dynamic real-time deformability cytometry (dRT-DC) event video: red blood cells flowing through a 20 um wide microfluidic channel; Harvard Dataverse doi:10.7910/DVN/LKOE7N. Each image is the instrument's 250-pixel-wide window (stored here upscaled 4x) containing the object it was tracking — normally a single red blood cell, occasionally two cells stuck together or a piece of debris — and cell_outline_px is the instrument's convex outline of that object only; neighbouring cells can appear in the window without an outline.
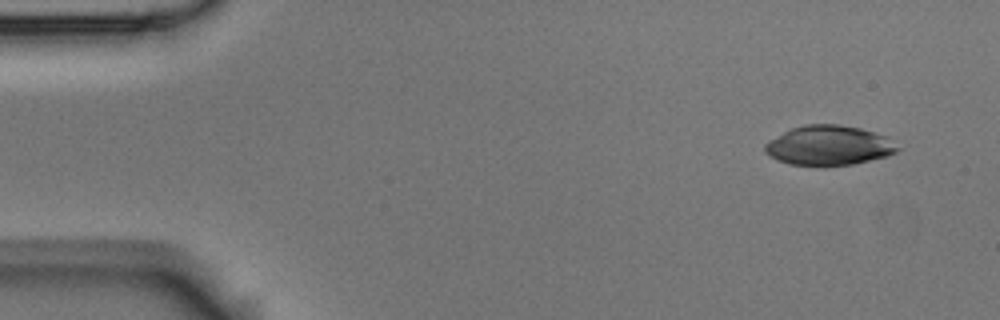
{"species": "Egyptian fruit bat (a non-hibernating species)", "species_latin": "Rousettus aegyptiacus", "temperature_condition": "room temperature", "stored_images_in_passage": 4, "segment_of_instrument_passage": [1, 2], "camera_frame_rate_fps": 3000, "um_per_image_px": 0.085, "animal": {"sex": "male"}, "frame": {"image": 1, "passage_image": 1, "time_ms": 0.0, "image_size_px": [1000, 320], "cell_outline_px": [[900, 148], [896, 152], [888, 156], [852, 164], [824, 168], [788, 164], [776, 160], [764, 152], [764, 144], [768, 140], [792, 128], [804, 124], [840, 124], [860, 128], [888, 136]], "centroid_in_image_um": [70.44, 12.39], "position_along_channel_um": 14.6, "area_um2": 31.44}}